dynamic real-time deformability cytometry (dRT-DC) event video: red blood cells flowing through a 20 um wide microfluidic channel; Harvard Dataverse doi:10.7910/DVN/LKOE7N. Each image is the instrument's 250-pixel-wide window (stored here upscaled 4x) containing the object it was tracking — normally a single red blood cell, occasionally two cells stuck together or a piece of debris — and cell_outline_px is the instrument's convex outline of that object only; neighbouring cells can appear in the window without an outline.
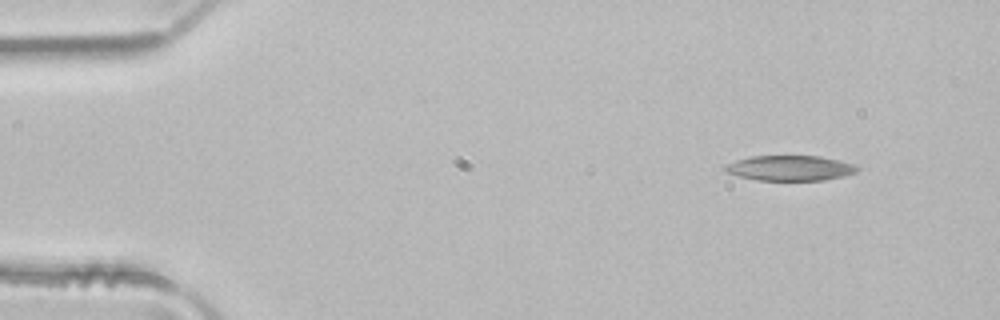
{"species": "common noctule bat (a hibernating species)", "species_latin": "Nyctalus noctula", "temperature_condition": "room temperature", "stored_images_in_passage": 2, "camera_frame_rate_fps": 3000, "um_per_image_px": 0.085, "animal": {"sex": "male", "body_mass_g": 21.5, "forearm_length_mm": 52.0}, "frame": {"image": 1, "passage_image": 1, "time_ms": 0.0, "image_size_px": [1000, 320], "cell_outline_px": [[860, 168], [856, 172], [844, 176], [824, 180], [756, 180], [740, 176], [728, 172], [724, 168], [724, 164], [736, 160], [752, 156], [820, 156], [840, 160], [856, 164]], "centroid_in_image_um": [67.2, 14.28], "position_along_channel_um": 17.8, "area_um2": 19.42}}